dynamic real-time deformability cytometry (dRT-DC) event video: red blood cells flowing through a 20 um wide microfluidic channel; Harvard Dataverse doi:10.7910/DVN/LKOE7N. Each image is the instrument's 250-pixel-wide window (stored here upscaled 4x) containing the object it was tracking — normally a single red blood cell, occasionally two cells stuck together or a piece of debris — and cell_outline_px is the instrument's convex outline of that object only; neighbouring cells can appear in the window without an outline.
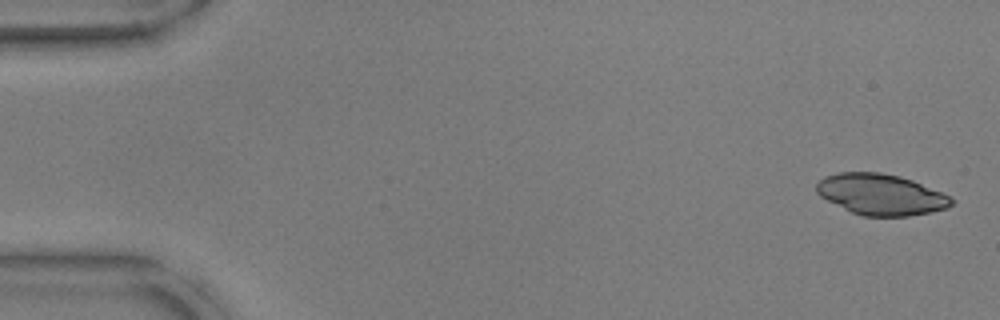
{"species": "common noctule bat (a hibernating species)", "species_latin": "Nyctalus noctula", "temperature_condition": "warm", "stored_images_in_passage": 54, "camera_frame_rate_fps": 3000, "um_per_image_px": 0.085, "animal": {"sex": "male", "body_mass_g": 17.9, "forearm_length_mm": 54.2}, "frame": {"image": 1, "passage_image": 2, "time_ms": 0.333, "image_size_px": [1000, 320], "cell_outline_px": [[952, 204], [948, 208], [908, 216], [864, 216], [852, 212], [820, 196], [816, 192], [816, 184], [824, 176], [836, 172], [880, 172], [900, 176], [912, 180], [940, 192], [948, 196], [952, 200]], "centroid_in_image_um": [74.84, 16.52], "position_along_channel_um": 10.2, "area_um2": 31.91}}